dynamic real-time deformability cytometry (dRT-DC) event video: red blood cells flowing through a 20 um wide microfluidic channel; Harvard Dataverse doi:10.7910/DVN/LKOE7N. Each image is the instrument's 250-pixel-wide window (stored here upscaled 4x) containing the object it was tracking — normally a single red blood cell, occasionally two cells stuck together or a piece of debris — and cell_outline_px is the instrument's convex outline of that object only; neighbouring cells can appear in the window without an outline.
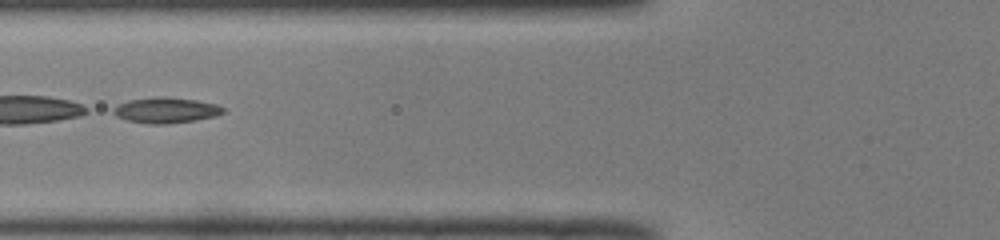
{"species": "common noctule bat (a hibernating species)", "species_latin": "Nyctalus noctula", "temperature_condition": "room temperature", "stored_images_in_passage": 50, "segment_of_instrument_passage": [2, 2], "camera_frame_rate_fps": 3000, "um_per_image_px": 0.085, "animal": {"sex": "male", "body_mass_g": 19.0, "forearm_length_mm": 50.8}, "frame": {"image": 1, "passage_image": 20, "time_ms": 6.333, "image_size_px": [1000, 240], "cell_outline_px": [[224, 112], [216, 116], [196, 120], [164, 124], [148, 124], [128, 120], [116, 116], [112, 112], [112, 108], [116, 104], [128, 100], [152, 96], [164, 96], [196, 100], [216, 104], [224, 108]], "centroid_in_image_um": [14.06, 9.35], "position_along_channel_um": 111.7, "area_um2": 16.59}}
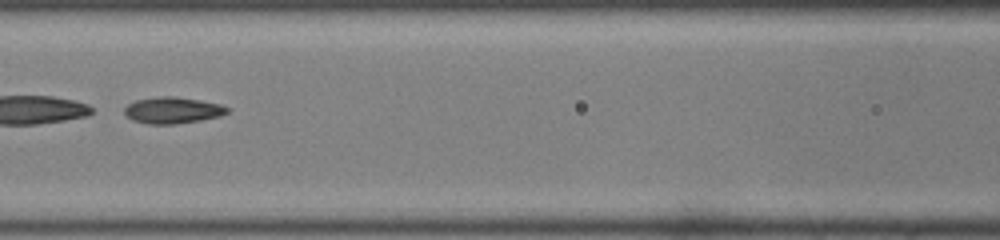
{"frame": {"image": 2, "passage_image": 23, "time_ms": 7.333, "image_size_px": [1000, 240], "cell_outline_px": [[228, 112], [220, 116], [200, 120], [176, 124], [148, 124], [132, 120], [124, 112], [124, 108], [128, 104], [136, 100], [160, 96], [172, 96], [200, 100], [220, 104], [228, 108]], "centroid_in_image_um": [14.66, 9.37], "position_along_channel_um": 151.9, "area_um2": 15.72}}
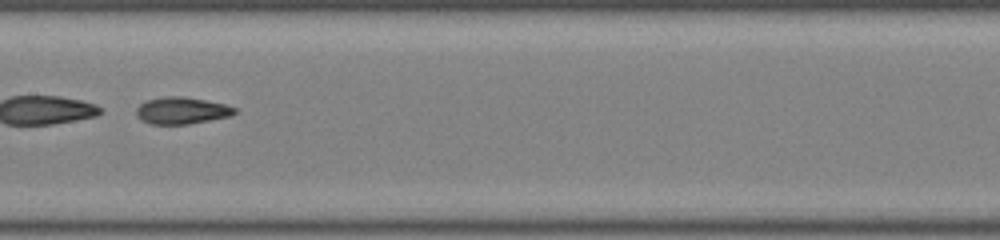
{"frame": {"image": 3, "passage_image": 26, "time_ms": 8.333, "image_size_px": [1000, 240], "cell_outline_px": [[236, 112], [232, 116], [188, 124], [152, 124], [140, 120], [136, 116], [136, 108], [140, 104], [148, 100], [164, 96], [184, 96], [224, 104], [236, 108]], "centroid_in_image_um": [15.43, 9.4], "position_along_channel_um": 192.0, "area_um2": 15.43}}